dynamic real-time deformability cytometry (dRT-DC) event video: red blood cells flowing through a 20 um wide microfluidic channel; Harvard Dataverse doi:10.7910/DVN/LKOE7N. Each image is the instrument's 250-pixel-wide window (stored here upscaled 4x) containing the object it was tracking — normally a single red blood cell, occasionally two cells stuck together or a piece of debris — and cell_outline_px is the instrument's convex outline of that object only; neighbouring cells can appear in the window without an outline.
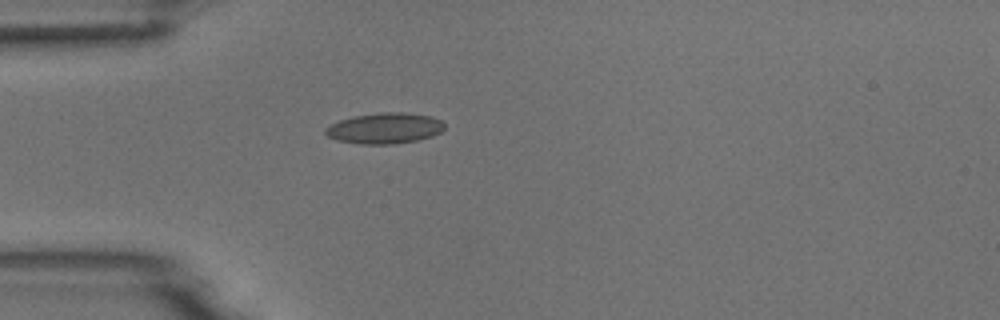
{"species": "common noctule bat (a hibernating species)", "species_latin": "Nyctalus noctula", "temperature_condition": "room temperature", "stored_images_in_passage": 1, "camera_frame_rate_fps": 3000, "um_per_image_px": 0.085, "animal": {"sex": "male", "body_mass_g": 18.8}, "frame": {"image": 1, "passage_image": 1, "time_ms": 0.0, "image_size_px": [1000, 320], "cell_outline_px": [[444, 128], [440, 132], [432, 136], [416, 140], [392, 144], [360, 144], [340, 140], [328, 136], [324, 132], [324, 128], [340, 120], [352, 116], [380, 112], [404, 112], [432, 116], [440, 120], [444, 124]], "centroid_in_image_um": [32.7, 10.89], "position_along_channel_um": 52.3, "area_um2": 21.27}}